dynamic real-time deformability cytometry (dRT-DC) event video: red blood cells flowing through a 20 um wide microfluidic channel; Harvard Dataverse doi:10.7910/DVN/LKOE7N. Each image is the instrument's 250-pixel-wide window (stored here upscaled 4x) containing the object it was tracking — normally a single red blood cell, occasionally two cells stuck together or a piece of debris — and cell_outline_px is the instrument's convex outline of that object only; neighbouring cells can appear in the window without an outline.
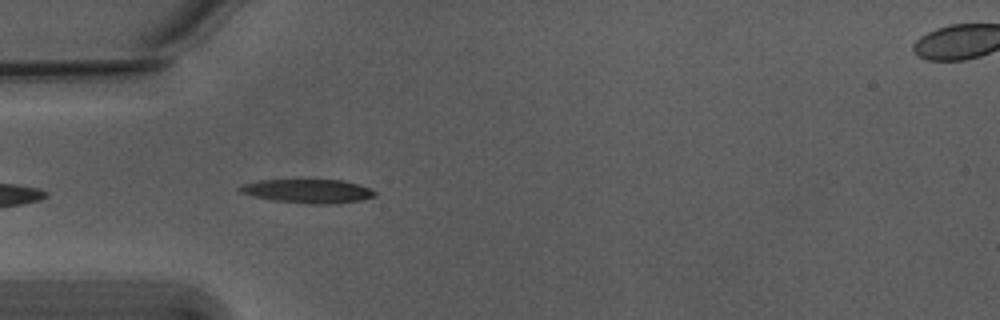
{"species": "Egyptian fruit bat (a non-hibernating species)", "species_latin": "Rousettus aegyptiacus", "temperature_condition": "warm", "stored_images_in_passage": 7, "camera_frame_rate_fps": 3000, "um_per_image_px": 0.085, "animal": {"sex": "male"}, "frame": {"image": 1, "passage_image": 1, "time_ms": 0.0, "image_size_px": [1000, 320], "cell_outline_px": [[376, 196], [360, 200], [324, 204], [308, 204], [272, 200], [252, 196], [240, 192], [236, 188], [244, 184], [260, 180], [344, 180], [368, 188], [376, 192]], "centroid_in_image_um": [26.13, 16.24], "position_along_channel_um": 58.9, "area_um2": 18.55}}